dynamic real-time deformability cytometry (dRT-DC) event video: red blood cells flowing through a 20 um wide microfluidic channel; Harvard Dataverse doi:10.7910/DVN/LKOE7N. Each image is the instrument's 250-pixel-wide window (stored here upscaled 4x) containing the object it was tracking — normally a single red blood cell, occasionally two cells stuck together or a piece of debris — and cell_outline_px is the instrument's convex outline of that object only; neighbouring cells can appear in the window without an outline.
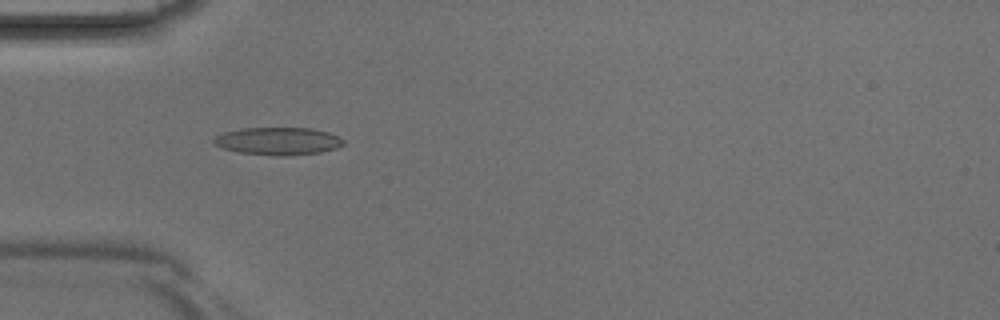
{"species": "Egyptian fruit bat (a non-hibernating species)", "species_latin": "Rousettus aegyptiacus", "temperature_condition": "room temperature", "stored_images_in_passage": 3, "camera_frame_rate_fps": 3000, "um_per_image_px": 0.085, "animal": {"sex": "male"}, "frame": {"image": 1, "passage_image": 3, "time_ms": 0.667, "image_size_px": [1000, 320], "cell_outline_px": [[344, 144], [336, 148], [320, 152], [284, 156], [276, 156], [240, 152], [224, 148], [212, 144], [212, 140], [216, 136], [224, 132], [240, 128], [312, 128], [328, 132], [340, 136], [344, 140]], "centroid_in_image_um": [23.64, 11.99], "position_along_channel_um": 61.4, "area_um2": 20.92}}